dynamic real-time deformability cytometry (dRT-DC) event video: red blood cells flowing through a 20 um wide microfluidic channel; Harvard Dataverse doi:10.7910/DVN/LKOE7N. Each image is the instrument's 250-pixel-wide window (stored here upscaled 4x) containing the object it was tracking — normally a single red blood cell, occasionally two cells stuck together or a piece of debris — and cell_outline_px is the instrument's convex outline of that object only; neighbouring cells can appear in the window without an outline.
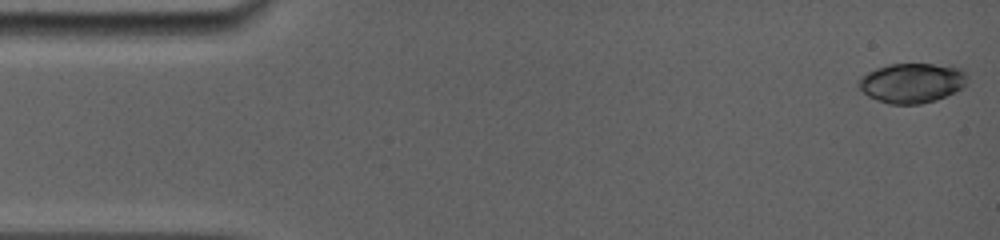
{"species": "common noctule bat (a hibernating species)", "species_latin": "Nyctalus noctula", "temperature_condition": "room temperature", "stored_images_in_passage": 4, "camera_frame_rate_fps": 5000, "um_per_image_px": 0.085, "animal": {"sex": "female", "body_mass_g": 19.0, "forearm_length_mm": 56.7}, "frame": {"image": 1, "passage_image": 1, "time_ms": 0.0, "image_size_px": [1000, 240], "cell_outline_px": [[968, 80], [964, 88], [936, 100], [920, 104], [888, 104], [876, 100], [868, 96], [856, 84], [860, 76], [876, 68], [888, 64], [932, 64], [964, 68]], "centroid_in_image_um": [77.52, 7.05], "position_along_channel_um": 7.5, "area_um2": 25.49}}
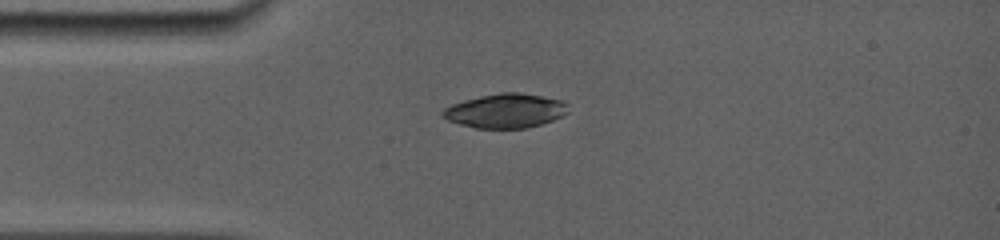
{"frame": {"image": 2, "passage_image": 4, "time_ms": 3.6, "image_size_px": [1000, 240], "cell_outline_px": [[568, 112], [552, 120], [540, 124], [524, 128], [476, 128], [460, 124], [448, 120], [440, 116], [440, 112], [444, 108], [452, 104], [464, 100], [480, 96], [500, 92], [520, 92], [564, 100], [568, 104]], "centroid_in_image_um": [42.95, 9.4], "position_along_channel_um": 42.1, "area_um2": 25.09}}